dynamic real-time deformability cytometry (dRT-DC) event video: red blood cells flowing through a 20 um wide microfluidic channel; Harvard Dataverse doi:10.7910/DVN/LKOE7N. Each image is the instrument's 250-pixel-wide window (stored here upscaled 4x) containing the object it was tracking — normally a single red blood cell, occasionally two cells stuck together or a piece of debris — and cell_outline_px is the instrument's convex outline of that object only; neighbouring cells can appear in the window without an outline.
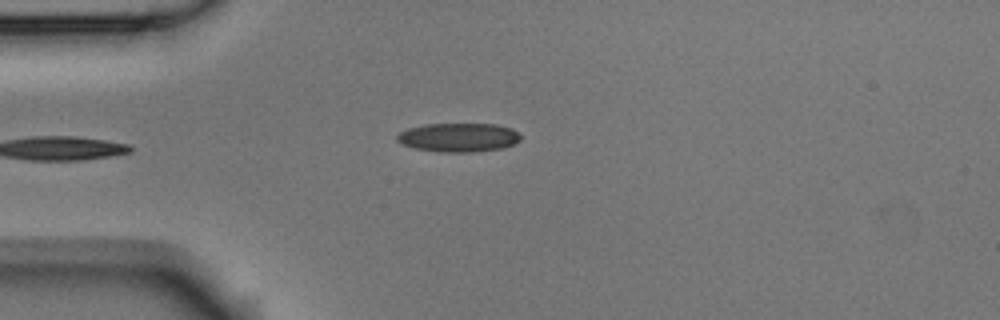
{"species": "Egyptian fruit bat (a non-hibernating species)", "species_latin": "Rousettus aegyptiacus", "temperature_condition": "room temperature", "stored_images_in_passage": 2, "camera_frame_rate_fps": 3000, "um_per_image_px": 0.085, "animal": {"sex": "male"}, "frame": {"image": 1, "passage_image": 2, "time_ms": 0.333, "image_size_px": [1000, 320], "cell_outline_px": [[520, 140], [516, 144], [504, 148], [472, 152], [440, 152], [416, 148], [400, 144], [396, 140], [396, 136], [400, 132], [408, 128], [424, 124], [496, 124], [512, 128], [520, 136]], "centroid_in_image_um": [38.98, 11.68], "position_along_channel_um": 46.0, "area_um2": 20.92}}